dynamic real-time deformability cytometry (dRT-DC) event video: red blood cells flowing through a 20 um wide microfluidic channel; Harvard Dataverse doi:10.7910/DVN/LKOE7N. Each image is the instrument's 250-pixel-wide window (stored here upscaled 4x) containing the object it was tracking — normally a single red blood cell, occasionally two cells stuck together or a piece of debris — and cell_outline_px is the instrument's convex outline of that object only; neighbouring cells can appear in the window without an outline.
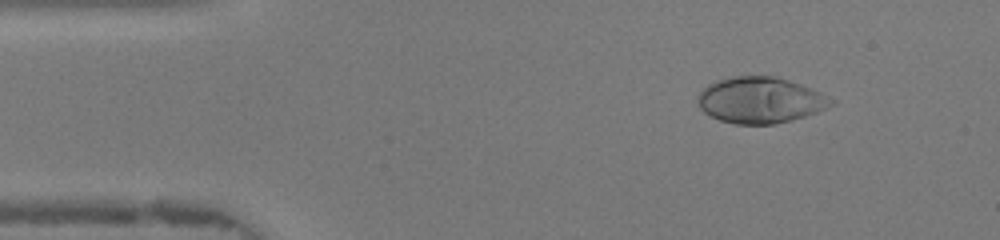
{"species": "human", "species_latin": "Homo sapiens", "temperature_condition": "warm", "stored_images_in_passage": 47, "camera_frame_rate_fps": 3000, "um_per_image_px": 0.085, "donor": {"sex": "female"}, "frame": {"image": 1, "passage_image": 6, "time_ms": 1.667, "image_size_px": [1000, 240], "cell_outline_px": [[836, 100], [832, 104], [816, 112], [792, 120], [776, 124], [736, 124], [720, 120], [704, 112], [700, 108], [696, 100], [696, 96], [708, 84], [716, 80], [732, 76], [772, 76], [788, 80], [800, 84]], "centroid_in_image_um": [64.57, 8.51], "position_along_channel_um": 20.4, "area_um2": 35.6}}
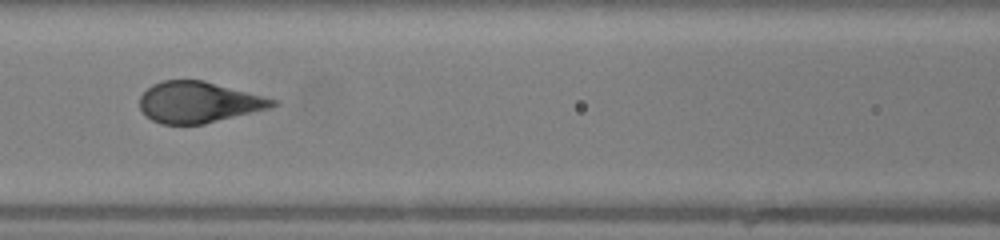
{"frame": {"image": 2, "passage_image": 20, "time_ms": 6.333, "image_size_px": [1000, 240], "cell_outline_px": [[280, 104], [272, 108], [204, 124], [160, 124], [152, 120], [140, 108], [140, 96], [152, 84], [164, 80], [204, 80], [276, 100]], "centroid_in_image_um": [16.89, 8.69], "position_along_channel_um": 149.7, "area_um2": 31.67}}
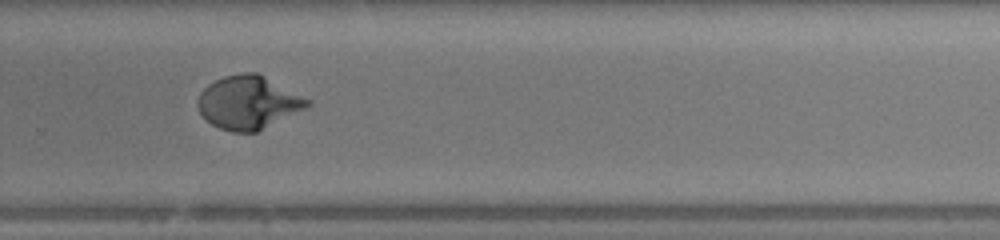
{"frame": {"image": 3, "passage_image": 31, "time_ms": 10.0, "image_size_px": [1000, 240], "cell_outline_px": [[312, 104], [308, 108], [256, 132], [232, 132], [220, 128], [212, 124], [200, 112], [196, 104], [196, 100], [200, 92], [208, 84], [224, 76], [244, 72], [256, 72], [312, 100]], "centroid_in_image_um": [21.13, 8.71], "position_along_channel_um": 308.7, "area_um2": 34.1}, "authors_computed_cell_mechanics": {"area_um2": 34.0442, "velocity_mm_per_s": 4.3513, "shape_relaxation_time_tau1_ms": 3.6436, "shape_relaxation_time_tau2_ms": null, "deformation_change_tau1": 0.2484, "deformation_change_tau2": null}}